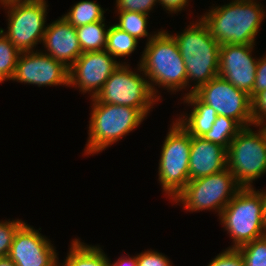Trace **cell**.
I'll return each instance as SVG.
<instances>
[{
    "instance_id": "6da1fadb",
    "label": "cell",
    "mask_w": 266,
    "mask_h": 266,
    "mask_svg": "<svg viewBox=\"0 0 266 266\" xmlns=\"http://www.w3.org/2000/svg\"><path fill=\"white\" fill-rule=\"evenodd\" d=\"M256 1V2H255ZM257 0H232L200 17L220 44L255 45L266 12Z\"/></svg>"
},
{
    "instance_id": "7a4b0ae2",
    "label": "cell",
    "mask_w": 266,
    "mask_h": 266,
    "mask_svg": "<svg viewBox=\"0 0 266 266\" xmlns=\"http://www.w3.org/2000/svg\"><path fill=\"white\" fill-rule=\"evenodd\" d=\"M155 32L156 35L146 43L140 67L149 80L152 91L157 96L155 86L171 92L187 89V72L176 40L166 30ZM155 84V85H154Z\"/></svg>"
},
{
    "instance_id": "3957f363",
    "label": "cell",
    "mask_w": 266,
    "mask_h": 266,
    "mask_svg": "<svg viewBox=\"0 0 266 266\" xmlns=\"http://www.w3.org/2000/svg\"><path fill=\"white\" fill-rule=\"evenodd\" d=\"M183 32L172 35L176 40L187 72L186 95L193 93L199 86L208 83L219 73L220 44L212 37L206 23L200 18L190 22ZM191 81V82H190Z\"/></svg>"
},
{
    "instance_id": "277c9868",
    "label": "cell",
    "mask_w": 266,
    "mask_h": 266,
    "mask_svg": "<svg viewBox=\"0 0 266 266\" xmlns=\"http://www.w3.org/2000/svg\"><path fill=\"white\" fill-rule=\"evenodd\" d=\"M92 100L86 155L102 152L139 127L146 118L137 108Z\"/></svg>"
},
{
    "instance_id": "5b68a950",
    "label": "cell",
    "mask_w": 266,
    "mask_h": 266,
    "mask_svg": "<svg viewBox=\"0 0 266 266\" xmlns=\"http://www.w3.org/2000/svg\"><path fill=\"white\" fill-rule=\"evenodd\" d=\"M220 222L233 239L228 248L241 245L266 235L264 202L255 188L242 187L219 215Z\"/></svg>"
},
{
    "instance_id": "8992f818",
    "label": "cell",
    "mask_w": 266,
    "mask_h": 266,
    "mask_svg": "<svg viewBox=\"0 0 266 266\" xmlns=\"http://www.w3.org/2000/svg\"><path fill=\"white\" fill-rule=\"evenodd\" d=\"M137 70L140 74L132 71L126 62L120 63L94 98L100 103L137 108L147 117L159 99L152 91L139 63Z\"/></svg>"
},
{
    "instance_id": "52a82bcc",
    "label": "cell",
    "mask_w": 266,
    "mask_h": 266,
    "mask_svg": "<svg viewBox=\"0 0 266 266\" xmlns=\"http://www.w3.org/2000/svg\"><path fill=\"white\" fill-rule=\"evenodd\" d=\"M242 187L226 168L218 173L190 180L172 200L183 204L186 211H221Z\"/></svg>"
},
{
    "instance_id": "ba28073f",
    "label": "cell",
    "mask_w": 266,
    "mask_h": 266,
    "mask_svg": "<svg viewBox=\"0 0 266 266\" xmlns=\"http://www.w3.org/2000/svg\"><path fill=\"white\" fill-rule=\"evenodd\" d=\"M163 142L158 180L171 201L187 185L192 136L176 121L170 125Z\"/></svg>"
},
{
    "instance_id": "9c48e42d",
    "label": "cell",
    "mask_w": 266,
    "mask_h": 266,
    "mask_svg": "<svg viewBox=\"0 0 266 266\" xmlns=\"http://www.w3.org/2000/svg\"><path fill=\"white\" fill-rule=\"evenodd\" d=\"M46 0H14L2 3L7 10V31L0 28L8 40L20 51H33L43 41L47 28Z\"/></svg>"
},
{
    "instance_id": "30bf717a",
    "label": "cell",
    "mask_w": 266,
    "mask_h": 266,
    "mask_svg": "<svg viewBox=\"0 0 266 266\" xmlns=\"http://www.w3.org/2000/svg\"><path fill=\"white\" fill-rule=\"evenodd\" d=\"M227 168L247 188L266 173V143L260 130L244 127L238 132L227 149Z\"/></svg>"
},
{
    "instance_id": "8fae6325",
    "label": "cell",
    "mask_w": 266,
    "mask_h": 266,
    "mask_svg": "<svg viewBox=\"0 0 266 266\" xmlns=\"http://www.w3.org/2000/svg\"><path fill=\"white\" fill-rule=\"evenodd\" d=\"M193 93L211 106L217 115L235 120L242 128L253 125L252 99L230 82L217 76L199 86Z\"/></svg>"
},
{
    "instance_id": "7c38bea8",
    "label": "cell",
    "mask_w": 266,
    "mask_h": 266,
    "mask_svg": "<svg viewBox=\"0 0 266 266\" xmlns=\"http://www.w3.org/2000/svg\"><path fill=\"white\" fill-rule=\"evenodd\" d=\"M36 50L20 52L13 81L40 86L69 87V68L53 57Z\"/></svg>"
},
{
    "instance_id": "4fadbf2b",
    "label": "cell",
    "mask_w": 266,
    "mask_h": 266,
    "mask_svg": "<svg viewBox=\"0 0 266 266\" xmlns=\"http://www.w3.org/2000/svg\"><path fill=\"white\" fill-rule=\"evenodd\" d=\"M106 50L82 53L69 68V87L95 97L120 65Z\"/></svg>"
},
{
    "instance_id": "5bb4252c",
    "label": "cell",
    "mask_w": 266,
    "mask_h": 266,
    "mask_svg": "<svg viewBox=\"0 0 266 266\" xmlns=\"http://www.w3.org/2000/svg\"><path fill=\"white\" fill-rule=\"evenodd\" d=\"M53 244L26 222L15 233L8 257L16 266H58Z\"/></svg>"
},
{
    "instance_id": "9a60e30c",
    "label": "cell",
    "mask_w": 266,
    "mask_h": 266,
    "mask_svg": "<svg viewBox=\"0 0 266 266\" xmlns=\"http://www.w3.org/2000/svg\"><path fill=\"white\" fill-rule=\"evenodd\" d=\"M254 45L227 44L219 50L218 76L246 92L252 99L258 58L252 57Z\"/></svg>"
},
{
    "instance_id": "2e32d148",
    "label": "cell",
    "mask_w": 266,
    "mask_h": 266,
    "mask_svg": "<svg viewBox=\"0 0 266 266\" xmlns=\"http://www.w3.org/2000/svg\"><path fill=\"white\" fill-rule=\"evenodd\" d=\"M42 43L46 54L68 68L82 54L75 27L63 17L47 24Z\"/></svg>"
},
{
    "instance_id": "e0dca14e",
    "label": "cell",
    "mask_w": 266,
    "mask_h": 266,
    "mask_svg": "<svg viewBox=\"0 0 266 266\" xmlns=\"http://www.w3.org/2000/svg\"><path fill=\"white\" fill-rule=\"evenodd\" d=\"M227 168V149L192 136L189 160V180L218 173Z\"/></svg>"
},
{
    "instance_id": "ac0fdd59",
    "label": "cell",
    "mask_w": 266,
    "mask_h": 266,
    "mask_svg": "<svg viewBox=\"0 0 266 266\" xmlns=\"http://www.w3.org/2000/svg\"><path fill=\"white\" fill-rule=\"evenodd\" d=\"M184 96L182 98L184 103L193 106L192 110L189 114L179 116L175 121L191 136L202 137L210 131L218 115L211 106L202 102L194 93L184 94Z\"/></svg>"
},
{
    "instance_id": "d6986e66",
    "label": "cell",
    "mask_w": 266,
    "mask_h": 266,
    "mask_svg": "<svg viewBox=\"0 0 266 266\" xmlns=\"http://www.w3.org/2000/svg\"><path fill=\"white\" fill-rule=\"evenodd\" d=\"M58 266H110V259L99 245H87L80 239H73L66 259Z\"/></svg>"
},
{
    "instance_id": "ffe728a7",
    "label": "cell",
    "mask_w": 266,
    "mask_h": 266,
    "mask_svg": "<svg viewBox=\"0 0 266 266\" xmlns=\"http://www.w3.org/2000/svg\"><path fill=\"white\" fill-rule=\"evenodd\" d=\"M106 26L104 18L101 21L75 28L82 53L106 49L107 33L109 29V27Z\"/></svg>"
},
{
    "instance_id": "44dd1931",
    "label": "cell",
    "mask_w": 266,
    "mask_h": 266,
    "mask_svg": "<svg viewBox=\"0 0 266 266\" xmlns=\"http://www.w3.org/2000/svg\"><path fill=\"white\" fill-rule=\"evenodd\" d=\"M105 11L95 1L82 0L74 4L70 11L64 14L65 18L73 27L85 26L89 23L103 20Z\"/></svg>"
},
{
    "instance_id": "7402d4cb",
    "label": "cell",
    "mask_w": 266,
    "mask_h": 266,
    "mask_svg": "<svg viewBox=\"0 0 266 266\" xmlns=\"http://www.w3.org/2000/svg\"><path fill=\"white\" fill-rule=\"evenodd\" d=\"M138 41L139 40L128 34L126 31H123L115 24H112L108 29L105 50L115 59L116 57H126L136 50Z\"/></svg>"
},
{
    "instance_id": "603a6c76",
    "label": "cell",
    "mask_w": 266,
    "mask_h": 266,
    "mask_svg": "<svg viewBox=\"0 0 266 266\" xmlns=\"http://www.w3.org/2000/svg\"><path fill=\"white\" fill-rule=\"evenodd\" d=\"M241 129L242 127L235 120L218 115L210 131L202 137L228 149L231 141Z\"/></svg>"
},
{
    "instance_id": "cb8c5ba5",
    "label": "cell",
    "mask_w": 266,
    "mask_h": 266,
    "mask_svg": "<svg viewBox=\"0 0 266 266\" xmlns=\"http://www.w3.org/2000/svg\"><path fill=\"white\" fill-rule=\"evenodd\" d=\"M117 14L119 15V23L115 25L137 40L148 37L147 42H149L156 35L155 33L152 35L148 33L147 24L149 23V15L131 11H118Z\"/></svg>"
},
{
    "instance_id": "d4e9b609",
    "label": "cell",
    "mask_w": 266,
    "mask_h": 266,
    "mask_svg": "<svg viewBox=\"0 0 266 266\" xmlns=\"http://www.w3.org/2000/svg\"><path fill=\"white\" fill-rule=\"evenodd\" d=\"M20 51L0 30V83L12 80Z\"/></svg>"
},
{
    "instance_id": "484cf974",
    "label": "cell",
    "mask_w": 266,
    "mask_h": 266,
    "mask_svg": "<svg viewBox=\"0 0 266 266\" xmlns=\"http://www.w3.org/2000/svg\"><path fill=\"white\" fill-rule=\"evenodd\" d=\"M245 266H266V235L237 248Z\"/></svg>"
},
{
    "instance_id": "4316f807",
    "label": "cell",
    "mask_w": 266,
    "mask_h": 266,
    "mask_svg": "<svg viewBox=\"0 0 266 266\" xmlns=\"http://www.w3.org/2000/svg\"><path fill=\"white\" fill-rule=\"evenodd\" d=\"M24 223L20 219L0 221V258L8 256L15 233Z\"/></svg>"
},
{
    "instance_id": "83f0119b",
    "label": "cell",
    "mask_w": 266,
    "mask_h": 266,
    "mask_svg": "<svg viewBox=\"0 0 266 266\" xmlns=\"http://www.w3.org/2000/svg\"><path fill=\"white\" fill-rule=\"evenodd\" d=\"M207 266H245V262L238 249L226 248L212 259Z\"/></svg>"
},
{
    "instance_id": "f1b7e54d",
    "label": "cell",
    "mask_w": 266,
    "mask_h": 266,
    "mask_svg": "<svg viewBox=\"0 0 266 266\" xmlns=\"http://www.w3.org/2000/svg\"><path fill=\"white\" fill-rule=\"evenodd\" d=\"M158 0H116L117 11L141 12L149 15Z\"/></svg>"
},
{
    "instance_id": "f546056e",
    "label": "cell",
    "mask_w": 266,
    "mask_h": 266,
    "mask_svg": "<svg viewBox=\"0 0 266 266\" xmlns=\"http://www.w3.org/2000/svg\"><path fill=\"white\" fill-rule=\"evenodd\" d=\"M136 259L137 266H172L167 256L152 249L136 254Z\"/></svg>"
},
{
    "instance_id": "4dcf8cb0",
    "label": "cell",
    "mask_w": 266,
    "mask_h": 266,
    "mask_svg": "<svg viewBox=\"0 0 266 266\" xmlns=\"http://www.w3.org/2000/svg\"><path fill=\"white\" fill-rule=\"evenodd\" d=\"M253 125L266 121V89L252 98Z\"/></svg>"
},
{
    "instance_id": "1f68e13d",
    "label": "cell",
    "mask_w": 266,
    "mask_h": 266,
    "mask_svg": "<svg viewBox=\"0 0 266 266\" xmlns=\"http://www.w3.org/2000/svg\"><path fill=\"white\" fill-rule=\"evenodd\" d=\"M264 89H266V54L258 59L252 98Z\"/></svg>"
},
{
    "instance_id": "d6a6232c",
    "label": "cell",
    "mask_w": 266,
    "mask_h": 266,
    "mask_svg": "<svg viewBox=\"0 0 266 266\" xmlns=\"http://www.w3.org/2000/svg\"><path fill=\"white\" fill-rule=\"evenodd\" d=\"M189 0H158L163 9L165 8L168 13H178L184 10L185 6H189Z\"/></svg>"
},
{
    "instance_id": "836d02e7",
    "label": "cell",
    "mask_w": 266,
    "mask_h": 266,
    "mask_svg": "<svg viewBox=\"0 0 266 266\" xmlns=\"http://www.w3.org/2000/svg\"><path fill=\"white\" fill-rule=\"evenodd\" d=\"M110 266H137V259L136 256L133 257H129V255H127V257L121 256L117 259L116 262L111 263L110 261Z\"/></svg>"
},
{
    "instance_id": "e575fe53",
    "label": "cell",
    "mask_w": 266,
    "mask_h": 266,
    "mask_svg": "<svg viewBox=\"0 0 266 266\" xmlns=\"http://www.w3.org/2000/svg\"><path fill=\"white\" fill-rule=\"evenodd\" d=\"M0 266H16V264L7 256L0 258Z\"/></svg>"
},
{
    "instance_id": "d590c367",
    "label": "cell",
    "mask_w": 266,
    "mask_h": 266,
    "mask_svg": "<svg viewBox=\"0 0 266 266\" xmlns=\"http://www.w3.org/2000/svg\"><path fill=\"white\" fill-rule=\"evenodd\" d=\"M255 126L256 127L259 126V130H260L261 134L263 135L265 143H266V121L260 122V123H256V124H254L253 127H255Z\"/></svg>"
},
{
    "instance_id": "8d00e7d4",
    "label": "cell",
    "mask_w": 266,
    "mask_h": 266,
    "mask_svg": "<svg viewBox=\"0 0 266 266\" xmlns=\"http://www.w3.org/2000/svg\"><path fill=\"white\" fill-rule=\"evenodd\" d=\"M264 202V214H265V224H266V191L260 190Z\"/></svg>"
}]
</instances>
